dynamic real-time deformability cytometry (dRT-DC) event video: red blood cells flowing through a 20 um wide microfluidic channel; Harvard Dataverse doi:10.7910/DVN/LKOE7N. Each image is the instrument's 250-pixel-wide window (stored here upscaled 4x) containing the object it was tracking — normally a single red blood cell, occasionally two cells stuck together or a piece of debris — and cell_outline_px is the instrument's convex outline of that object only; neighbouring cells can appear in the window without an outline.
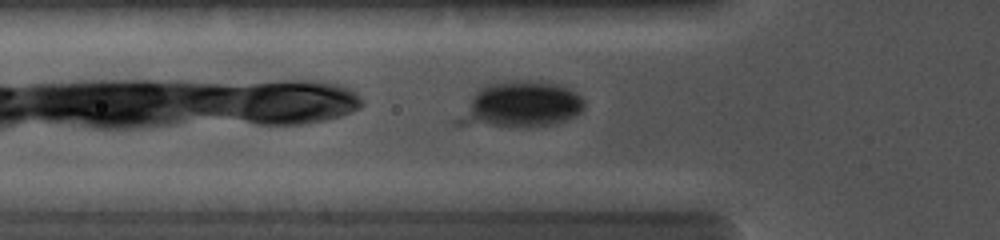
{"species": "common noctule bat (a hibernating species)", "species_latin": "Nyctalus noctula", "temperature_condition": "cold", "stored_images_in_passage": 14, "camera_frame_rate_fps": 5000, "um_per_image_px": 0.085, "animal": {"sex": "female", "body_mass_g": 19.0, "forearm_length_mm": 56.7}, "frame": {"image": 1, "passage_image": 12, "time_ms": 4.4, "image_size_px": [1000, 240], "cell_outline_px": [[584, 108], [576, 116], [556, 124], [520, 128], [452, 124], [452, 120], [476, 92], [480, 88], [488, 84], [520, 80], [556, 84], [580, 96], [584, 100]], "centroid_in_image_um": [44.19, 8.96], "position_along_channel_um": 81.6, "area_um2": 33.81}}